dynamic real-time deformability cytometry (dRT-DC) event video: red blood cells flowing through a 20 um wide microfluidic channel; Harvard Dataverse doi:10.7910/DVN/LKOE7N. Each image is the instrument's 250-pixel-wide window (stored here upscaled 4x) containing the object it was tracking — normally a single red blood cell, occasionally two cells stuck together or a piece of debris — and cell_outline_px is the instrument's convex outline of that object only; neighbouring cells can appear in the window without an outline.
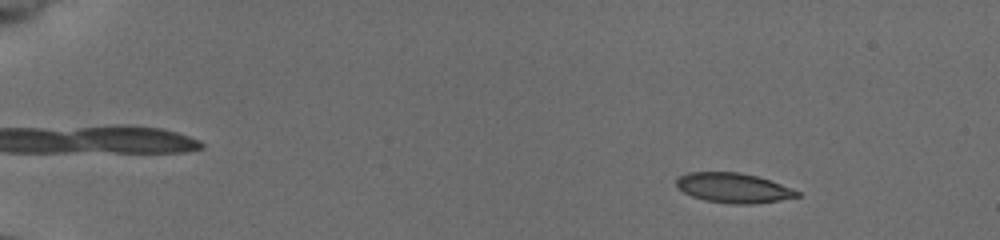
{"species": "common noctule bat (a hibernating species)", "species_latin": "Nyctalus noctula", "temperature_condition": "cold", "stored_images_in_passage": 54, "camera_frame_rate_fps": 3000, "um_per_image_px": 0.085, "animal": {"sex": "female", "body_mass_g": 19.5, "forearm_length_mm": 54.1}, "frame": {"image": 1, "passage_image": 7, "time_ms": 2.0, "image_size_px": [1000, 240], "cell_outline_px": [[800, 196], [780, 200], [752, 204], [736, 204], [704, 200], [692, 196], [684, 192], [676, 184], [676, 180], [680, 176], [688, 172], [740, 172], [756, 176], [780, 184], [800, 192]], "centroid_in_image_um": [62.33, 15.97], "position_along_channel_um": 22.7, "area_um2": 20.69}}
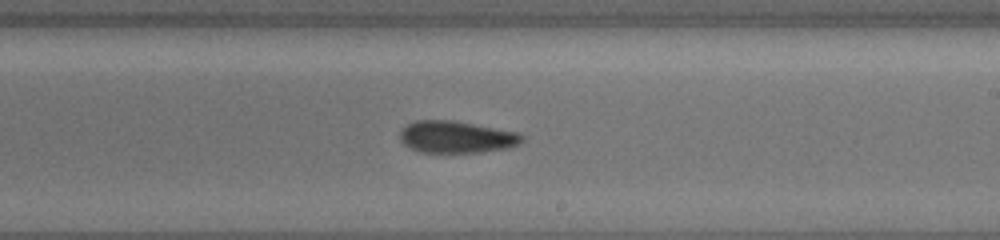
{"frame": {"image": 2, "passage_image": 34, "time_ms": 11.0, "image_size_px": [1000, 240], "cell_outline_px": [[524, 140], [520, 144], [508, 148], [480, 152], [420, 152], [404, 144], [400, 140], [400, 132], [408, 124], [416, 120], [452, 120], [512, 132], [524, 136]], "centroid_in_image_um": [38.77, 11.65], "position_along_channel_um": 250.2, "area_um2": 22.31}}
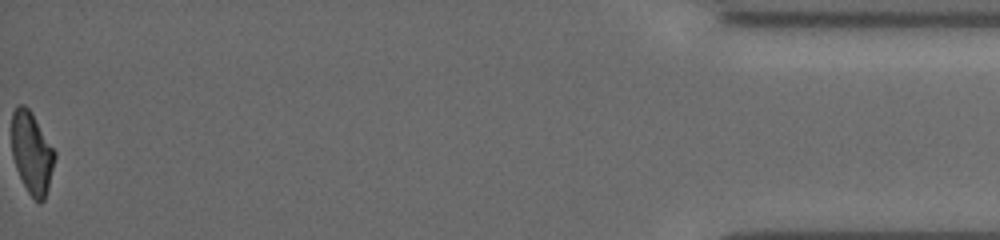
{"frame": {"image": 3, "passage_image": 54, "time_ms": 17.667, "image_size_px": [1000, 240], "cell_outline_px": [[56, 156], [48, 188], [44, 200], [40, 204], [28, 192], [16, 168], [12, 156], [12, 112], [16, 104], [24, 104], [28, 108], [56, 152]], "centroid_in_image_um": [2.7, 12.98], "position_along_channel_um": 432.5, "area_um2": 20.35}, "authors_computed_cell_mechanics": {"area_um2": 21.9062, "velocity_mm_per_s": 3.935, "shape_relaxation_time_tau1_ms": 5.4721, "shape_relaxation_time_tau2_ms": 6.2181, "deformation_change_tau1": 0.1518, "deformation_change_tau2": 0.1393}}